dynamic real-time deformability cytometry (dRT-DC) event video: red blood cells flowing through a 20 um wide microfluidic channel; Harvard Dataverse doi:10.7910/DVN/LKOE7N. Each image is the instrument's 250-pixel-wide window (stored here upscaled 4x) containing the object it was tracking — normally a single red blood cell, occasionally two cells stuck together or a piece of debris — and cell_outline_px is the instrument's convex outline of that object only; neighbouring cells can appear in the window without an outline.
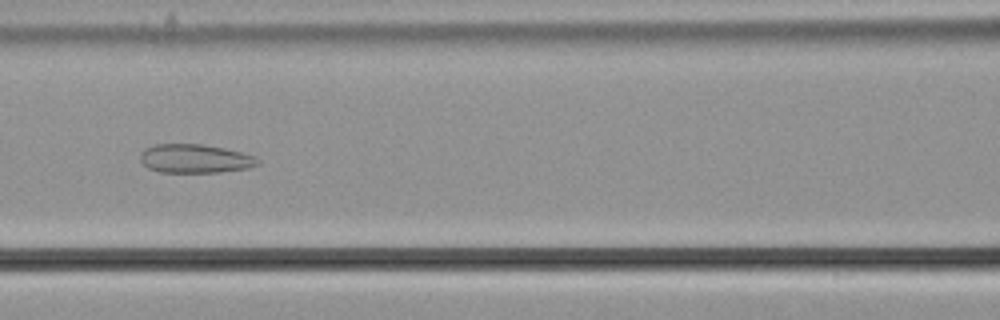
{"species": "common noctule bat (a hibernating species)", "species_latin": "Nyctalus noctula", "temperature_condition": "cold", "stored_images_in_passage": 45, "camera_frame_rate_fps": 3000, "um_per_image_px": 0.085, "animal": {"sex": "male", "body_mass_g": 21.5, "forearm_length_mm": 52.0}, "frame": {"image": 1, "passage_image": 14, "time_ms": 4.333, "image_size_px": [1000, 320], "cell_outline_px": [[260, 164], [248, 168], [220, 172], [160, 172], [148, 168], [140, 160], [140, 152], [156, 144], [204, 144], [224, 148], [256, 156], [260, 160]], "centroid_in_image_um": [16.6, 13.48], "position_along_channel_um": 150.0, "area_um2": 19.71}}
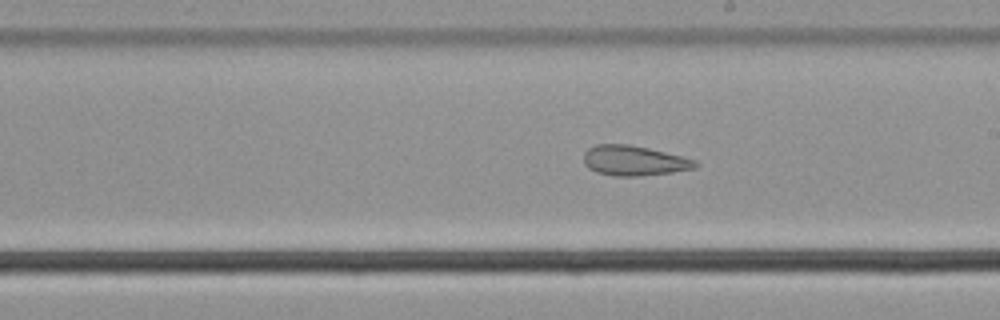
{"frame": {"image": 2, "passage_image": 21, "time_ms": 6.667, "image_size_px": [1000, 320], "cell_outline_px": [[700, 164], [696, 168], [672, 172], [640, 176], [612, 176], [596, 172], [588, 168], [584, 164], [584, 152], [588, 148], [596, 144], [628, 144], [648, 148], [684, 156], [696, 160]], "centroid_in_image_um": [53.9, 13.65], "position_along_channel_um": 235.1, "area_um2": 19.77}}
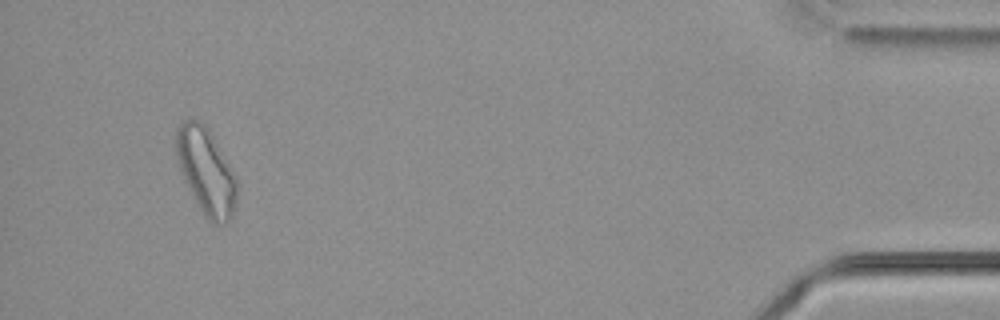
{"frame": {"image": 3, "passage_image": 42, "time_ms": 13.667, "image_size_px": [1000, 320], "cell_outline_px": [[236, 200], [232, 216], [224, 224], [212, 224], [208, 220], [200, 208], [180, 168], [176, 156], [176, 128], [184, 120], [196, 120], [204, 124], [208, 128], [236, 176]], "centroid_in_image_um": [17.53, 14.54], "position_along_channel_um": 417.7, "area_um2": 29.77}, "authors_computed_cell_mechanics": {"area_um2": 23.3512, "velocity_mm_per_s": 3.6622, "shape_relaxation_time_tau1_ms": null, "shape_relaxation_time_tau2_ms": 1.5779, "deformation_change_tau1": null, "deformation_change_tau2": 0.0858}}